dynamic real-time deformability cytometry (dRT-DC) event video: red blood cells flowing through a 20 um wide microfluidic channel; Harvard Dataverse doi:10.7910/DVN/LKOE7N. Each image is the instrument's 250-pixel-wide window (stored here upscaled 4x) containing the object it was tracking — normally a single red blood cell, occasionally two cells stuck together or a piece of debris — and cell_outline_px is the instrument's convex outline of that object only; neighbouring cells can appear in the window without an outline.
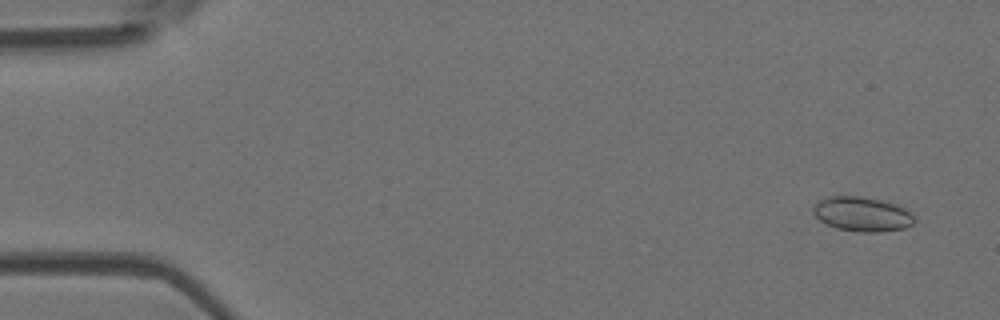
{"species": "Egyptian fruit bat (a non-hibernating species)", "species_latin": "Rousettus aegyptiacus", "temperature_condition": "room temperature", "stored_images_in_passage": 16, "camera_frame_rate_fps": 3000, "um_per_image_px": 0.085, "animal": {"sex": "female"}, "frame": {"image": 1, "passage_image": 3, "time_ms": 0.667, "image_size_px": [1000, 320], "cell_outline_px": [[916, 220], [912, 224], [904, 228], [880, 232], [860, 232], [836, 228], [820, 220], [812, 212], [812, 208], [824, 196], [864, 196], [896, 204], [912, 212], [916, 216]], "centroid_in_image_um": [73.31, 18.19], "position_along_channel_um": 11.7, "area_um2": 20.52}}